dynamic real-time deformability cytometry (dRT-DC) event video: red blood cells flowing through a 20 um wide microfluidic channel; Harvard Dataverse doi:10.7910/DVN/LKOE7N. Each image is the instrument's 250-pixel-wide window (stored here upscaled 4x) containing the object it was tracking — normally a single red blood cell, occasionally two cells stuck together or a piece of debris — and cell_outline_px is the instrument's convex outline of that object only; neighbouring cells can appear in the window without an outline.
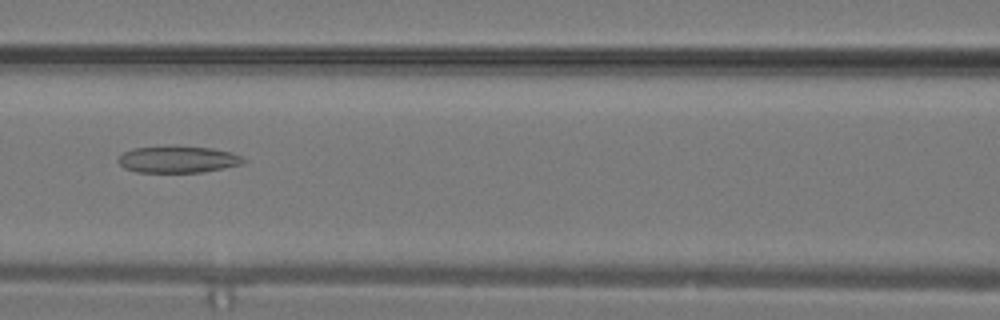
{"species": "common noctule bat (a hibernating species)", "species_latin": "Nyctalus noctula", "temperature_condition": "warm", "stored_images_in_passage": 27, "camera_frame_rate_fps": 3000, "um_per_image_px": 0.085, "animal": {"sex": "male", "body_mass_g": 19.2, "forearm_length_mm": 51.8}, "frame": {"image": 1, "passage_image": 14, "time_ms": 4.333, "image_size_px": [1000, 320], "cell_outline_px": [[248, 160], [244, 164], [200, 172], [136, 172], [124, 168], [116, 160], [124, 152], [132, 148], [212, 148], [232, 152]], "centroid_in_image_um": [15.14, 13.58], "position_along_channel_um": 151.5, "area_um2": 18.9}}
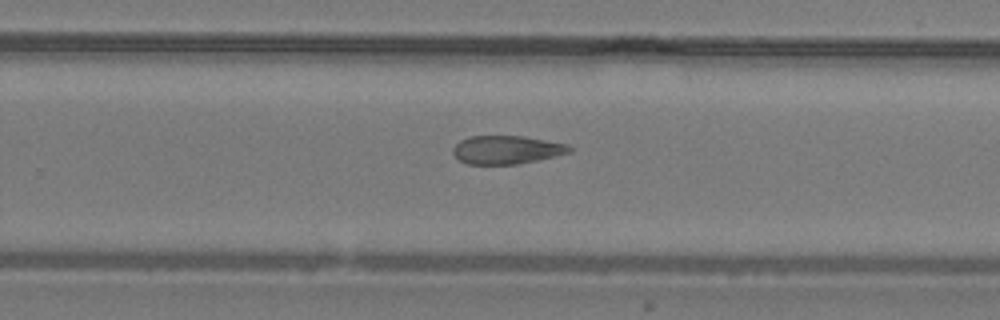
{"frame": {"image": 2, "passage_image": 20, "time_ms": 6.333, "image_size_px": [1000, 320], "cell_outline_px": [[572, 152], [556, 156], [516, 164], [468, 164], [460, 160], [452, 152], [452, 148], [460, 140], [468, 136], [524, 136], [568, 144], [572, 148]], "centroid_in_image_um": [43.07, 12.72], "position_along_channel_um": 286.7, "area_um2": 19.25}}
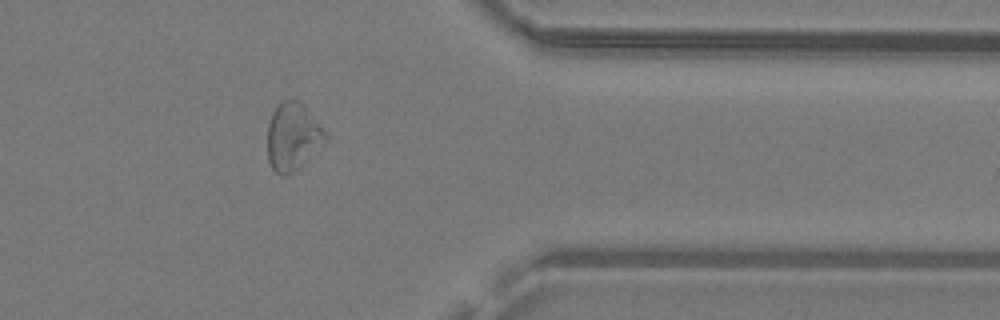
{"frame": {"image": 3, "passage_image": 25, "time_ms": 8.0, "image_size_px": [1000, 320], "cell_outline_px": [[328, 136], [324, 144], [300, 168], [284, 176], [280, 176], [272, 168], [268, 160], [268, 124], [272, 112], [280, 100], [300, 100]], "centroid_in_image_um": [24.88, 11.63], "position_along_channel_um": 386.5, "area_um2": 22.89}}